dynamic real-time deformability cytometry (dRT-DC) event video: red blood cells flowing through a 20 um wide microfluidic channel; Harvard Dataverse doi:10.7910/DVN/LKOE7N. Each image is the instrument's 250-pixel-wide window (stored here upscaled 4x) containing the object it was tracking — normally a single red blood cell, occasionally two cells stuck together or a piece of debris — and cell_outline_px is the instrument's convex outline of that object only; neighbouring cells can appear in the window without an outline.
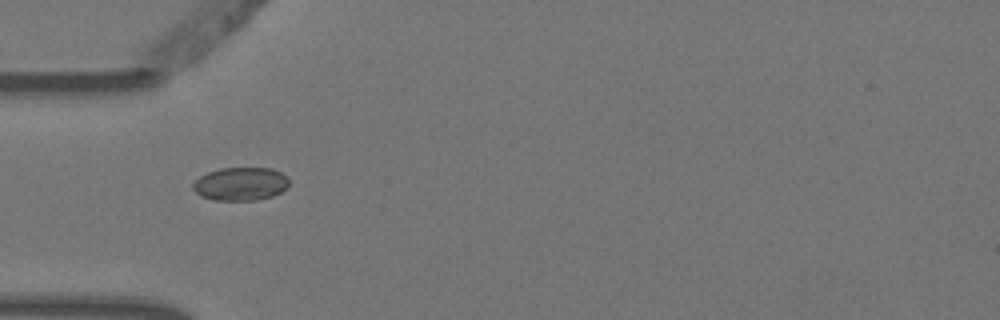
{"species": "Egyptian fruit bat (a non-hibernating species)", "species_latin": "Rousettus aegyptiacus", "temperature_condition": "warm", "stored_images_in_passage": 10, "camera_frame_rate_fps": 3000, "um_per_image_px": 0.085, "animal": {"sex": "female"}, "frame": {"image": 1, "passage_image": 5, "time_ms": 1.333, "image_size_px": [1000, 320], "cell_outline_px": [[288, 188], [272, 196], [256, 200], [212, 200], [200, 196], [192, 188], [192, 184], [200, 176], [208, 172], [220, 168], [272, 168], [288, 176]], "centroid_in_image_um": [20.45, 15.63], "position_along_channel_um": 64.5, "area_um2": 18.73}}
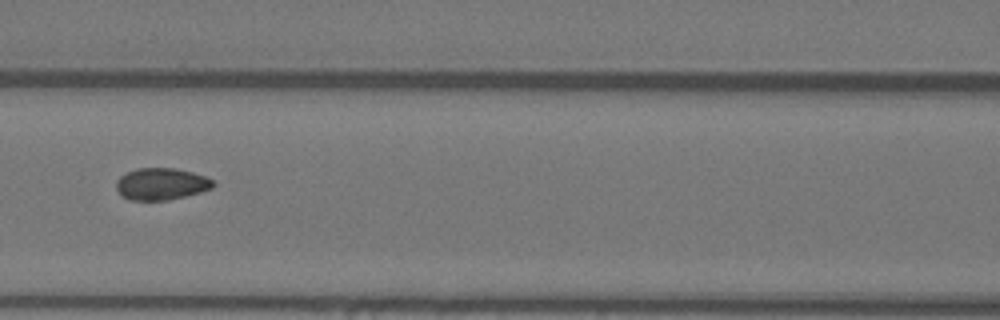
{"frame": {"image": 2, "passage_image": 7, "time_ms": 2.0, "image_size_px": [1000, 320], "cell_outline_px": [[216, 184], [212, 188], [200, 192], [168, 200], [128, 200], [116, 188], [116, 180], [120, 176], [136, 168], [176, 168], [192, 172], [204, 176], [212, 180]], "centroid_in_image_um": [13.71, 15.63], "position_along_channel_um": 152.9, "area_um2": 17.92}}
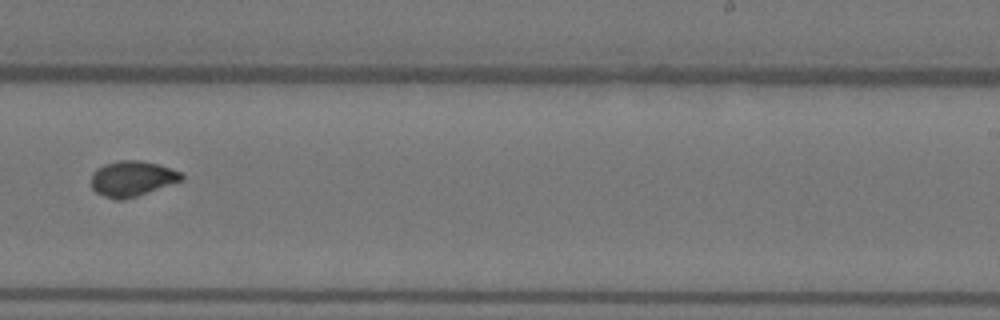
{"frame": {"image": 3, "passage_image": 10, "time_ms": 3.0, "image_size_px": [1000, 320], "cell_outline_px": [[184, 176], [180, 180], [136, 196], [124, 200], [116, 200], [104, 196], [96, 192], [92, 188], [92, 172], [96, 168], [104, 164], [120, 160], [140, 160], [156, 164], [180, 172]], "centroid_in_image_um": [11.16, 15.18], "position_along_channel_um": 277.8, "area_um2": 18.26}}